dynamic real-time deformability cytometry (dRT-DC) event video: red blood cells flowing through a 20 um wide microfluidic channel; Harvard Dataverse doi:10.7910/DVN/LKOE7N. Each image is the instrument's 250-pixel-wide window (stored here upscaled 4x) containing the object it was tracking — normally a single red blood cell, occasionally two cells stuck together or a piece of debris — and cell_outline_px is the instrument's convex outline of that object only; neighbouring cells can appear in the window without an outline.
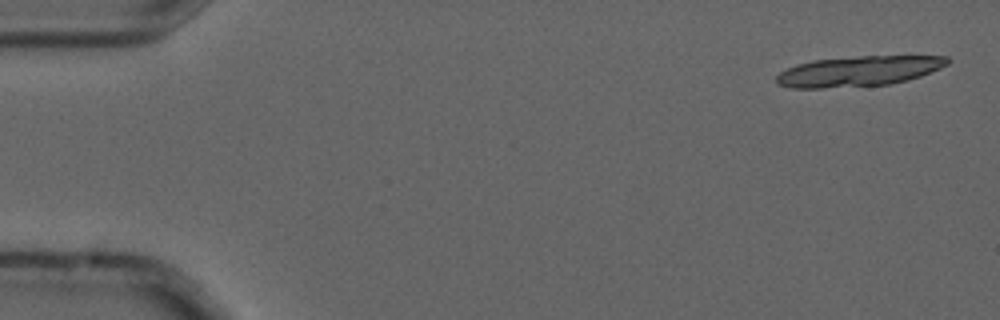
{"species": "common noctule bat (a hibernating species)", "species_latin": "Nyctalus noctula", "temperature_condition": "cold", "stored_images_in_passage": 6, "camera_frame_rate_fps": 3000, "um_per_image_px": 0.085, "animal": {"sex": "male", "forearm_length_mm": 52.5}, "frame": {"image": 1, "passage_image": 1, "time_ms": 0.0, "image_size_px": [1000, 320], "cell_outline_px": [[952, 60], [948, 64], [940, 68], [920, 76], [908, 80], [888, 84], [820, 88], [788, 88], [776, 84], [776, 76], [780, 72], [796, 64], [812, 60], [860, 56], [948, 56]], "centroid_in_image_um": [72.96, 6.04], "position_along_channel_um": 12.0, "area_um2": 30.11}}